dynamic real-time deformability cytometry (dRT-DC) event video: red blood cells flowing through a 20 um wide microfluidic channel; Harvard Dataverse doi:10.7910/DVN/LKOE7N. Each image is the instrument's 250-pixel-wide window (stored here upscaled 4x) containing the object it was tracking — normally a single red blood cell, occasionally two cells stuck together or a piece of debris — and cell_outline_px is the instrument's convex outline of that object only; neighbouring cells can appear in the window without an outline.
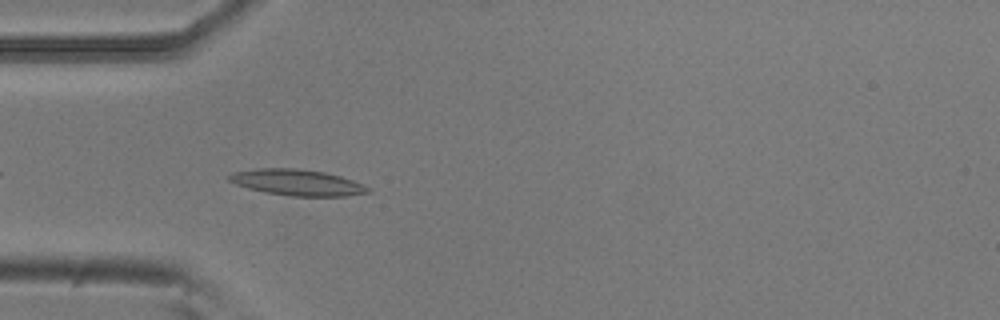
{"species": "common noctule bat (a hibernating species)", "species_latin": "Nyctalus noctula", "temperature_condition": "room temperature", "stored_images_in_passage": 5, "camera_frame_rate_fps": 3000, "um_per_image_px": 0.085, "animal": {"sex": "male", "body_mass_g": 20.5, "forearm_length_mm": 52.5}, "frame": {"image": 1, "passage_image": 4, "time_ms": 1.0, "image_size_px": [1000, 320], "cell_outline_px": [[372, 192], [344, 196], [292, 196], [264, 192], [248, 188], [236, 184], [228, 180], [228, 176], [232, 172], [260, 168], [292, 168], [324, 172], [340, 176], [352, 180], [368, 188]], "centroid_in_image_um": [25.22, 15.51], "position_along_channel_um": 59.8, "area_um2": 20.87}}
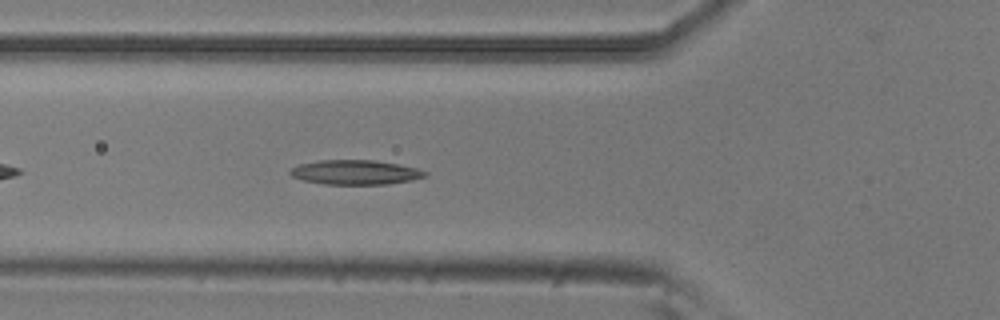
{"frame": {"image": 2, "passage_image": 5, "time_ms": 1.333, "image_size_px": [1000, 320], "cell_outline_px": [[428, 176], [412, 180], [388, 184], [324, 184], [304, 180], [292, 176], [288, 172], [292, 168], [300, 164], [320, 160], [372, 160], [396, 164], [416, 168], [428, 172]], "centroid_in_image_um": [30.22, 14.65], "position_along_channel_um": 95.6, "area_um2": 19.13}}